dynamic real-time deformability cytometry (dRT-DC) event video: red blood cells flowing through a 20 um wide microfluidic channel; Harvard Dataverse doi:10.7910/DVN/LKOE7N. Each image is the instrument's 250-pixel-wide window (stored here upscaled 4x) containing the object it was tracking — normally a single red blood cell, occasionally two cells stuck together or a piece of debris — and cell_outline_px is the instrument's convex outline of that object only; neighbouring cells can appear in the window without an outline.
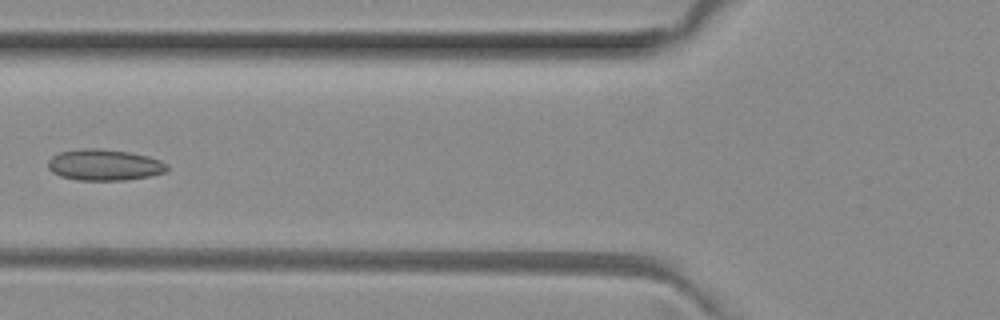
{"species": "common noctule bat (a hibernating species)", "species_latin": "Nyctalus noctula", "temperature_condition": "room temperature", "stored_images_in_passage": 7, "camera_frame_rate_fps": 3000, "um_per_image_px": 0.085, "animal": {"sex": "female", "body_mass_g": 29.2, "forearm_length_mm": 56.3}, "frame": {"image": 1, "passage_image": 6, "time_ms": 1.667, "image_size_px": [1000, 320], "cell_outline_px": [[168, 168], [164, 172], [148, 176], [124, 180], [76, 180], [60, 176], [52, 172], [48, 168], [48, 160], [52, 156], [60, 152], [80, 148], [100, 148], [128, 152], [148, 156], [160, 160], [168, 164]], "centroid_in_image_um": [8.84, 14.01], "position_along_channel_um": 117.0, "area_um2": 21.68}}
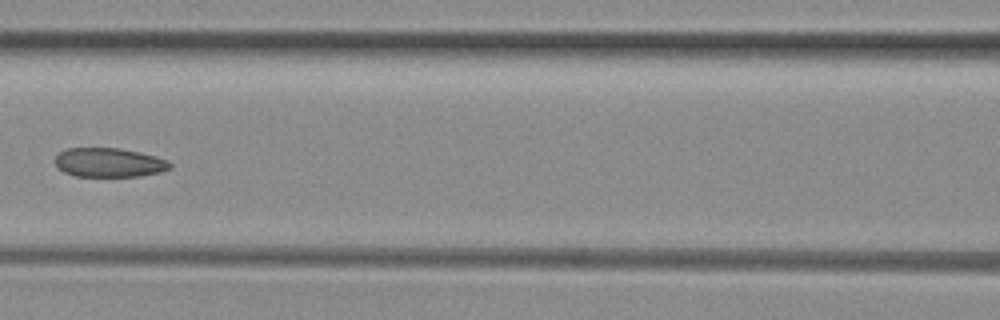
{"frame": {"image": 2, "passage_image": 7, "time_ms": 2.0, "image_size_px": [1000, 320], "cell_outline_px": [[172, 168], [160, 172], [140, 176], [76, 176], [64, 172], [56, 164], [56, 156], [60, 152], [68, 148], [120, 148], [140, 152], [156, 156], [168, 160], [172, 164]], "centroid_in_image_um": [9.32, 13.81], "position_along_channel_um": 157.3, "area_um2": 19.48}}